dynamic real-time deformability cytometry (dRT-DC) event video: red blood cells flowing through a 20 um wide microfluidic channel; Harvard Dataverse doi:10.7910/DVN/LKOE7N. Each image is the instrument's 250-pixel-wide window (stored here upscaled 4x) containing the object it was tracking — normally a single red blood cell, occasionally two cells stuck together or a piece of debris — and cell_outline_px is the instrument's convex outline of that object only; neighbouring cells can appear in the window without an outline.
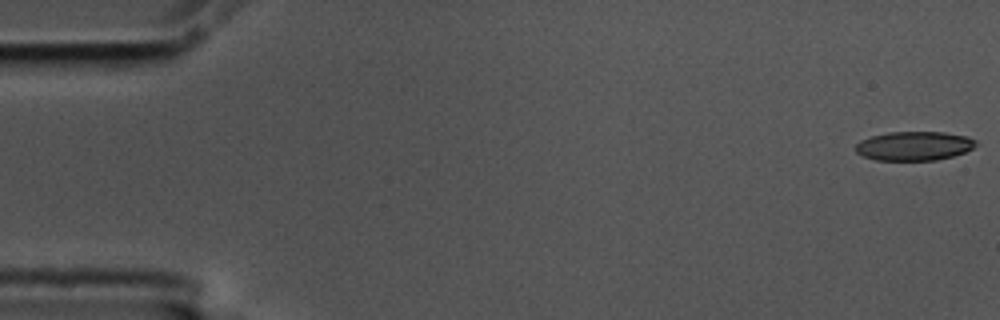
{"species": "common noctule bat (a hibernating species)", "species_latin": "Nyctalus noctula", "temperature_condition": "cold", "stored_images_in_passage": 14, "camera_frame_rate_fps": 3000, "um_per_image_px": 0.085, "animal": {"sex": "male", "body_mass_g": 17.5, "forearm_length_mm": 52.3}, "frame": {"image": 1, "passage_image": 1, "time_ms": 0.0, "image_size_px": [1000, 320], "cell_outline_px": [[976, 144], [972, 148], [964, 152], [952, 156], [936, 160], [876, 160], [864, 156], [856, 152], [856, 144], [860, 140], [872, 136], [888, 132], [944, 132], [968, 136], [976, 140]], "centroid_in_image_um": [77.7, 12.4], "position_along_channel_um": 7.3, "area_um2": 20.29}}
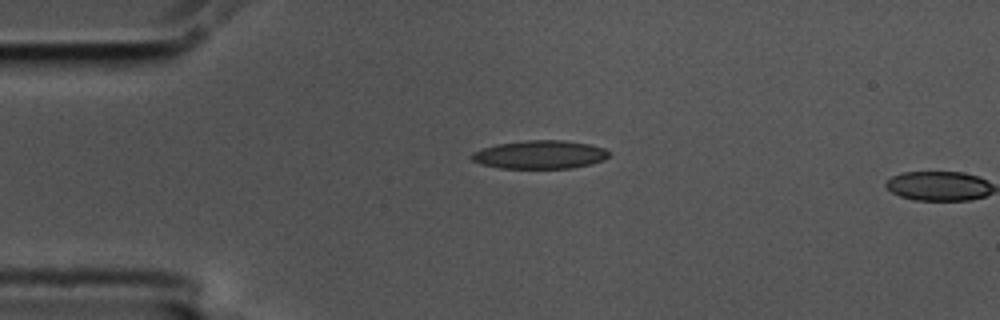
{"frame": {"image": 2, "passage_image": 13, "time_ms": 4.0, "image_size_px": [1000, 320], "cell_outline_px": [[612, 156], [604, 160], [592, 164], [572, 168], [500, 168], [480, 164], [472, 160], [472, 152], [496, 144], [528, 140], [564, 140], [588, 144], [604, 148], [612, 152]], "centroid_in_image_um": [45.95, 13.14], "position_along_channel_um": 39.0, "area_um2": 22.83}}